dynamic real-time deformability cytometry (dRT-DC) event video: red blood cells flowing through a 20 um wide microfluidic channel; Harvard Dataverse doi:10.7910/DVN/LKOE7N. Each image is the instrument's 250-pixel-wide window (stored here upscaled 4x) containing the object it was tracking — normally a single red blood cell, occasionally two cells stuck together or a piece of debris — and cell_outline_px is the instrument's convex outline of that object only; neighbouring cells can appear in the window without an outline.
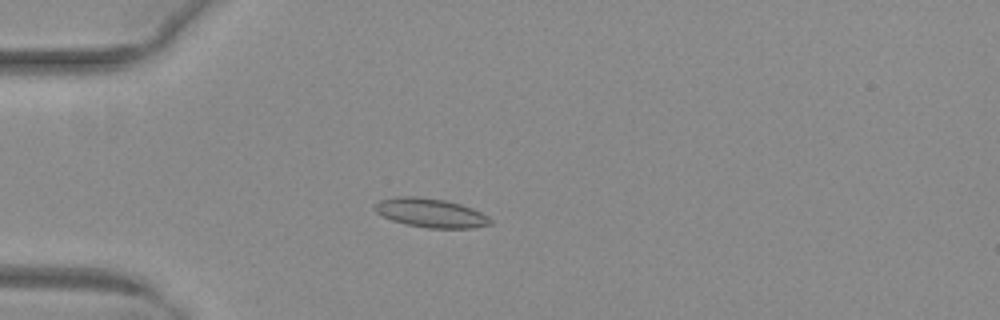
{"species": "common noctule bat (a hibernating species)", "species_latin": "Nyctalus noctula", "temperature_condition": "warm", "stored_images_in_passage": 21, "camera_frame_rate_fps": 3000, "um_per_image_px": 0.085, "animal": {"sex": "female", "body_mass_g": 29.2, "forearm_length_mm": 56.3}, "frame": {"image": 1, "passage_image": 15, "time_ms": 4.667, "image_size_px": [1000, 320], "cell_outline_px": [[492, 224], [472, 228], [428, 228], [408, 224], [392, 220], [376, 212], [372, 208], [372, 204], [380, 200], [396, 196], [416, 196], [444, 200], [460, 204], [472, 208], [488, 216], [492, 220]], "centroid_in_image_um": [36.58, 18.09], "position_along_channel_um": 48.4, "area_um2": 19.54}}
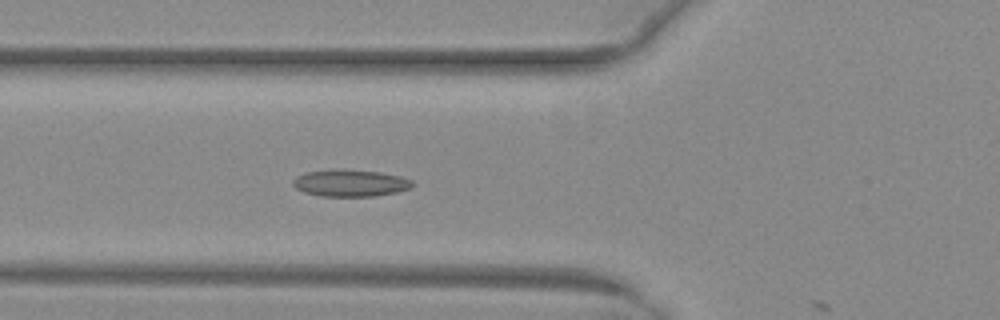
{"frame": {"image": 2, "passage_image": 20, "time_ms": 6.333, "image_size_px": [1000, 320], "cell_outline_px": [[416, 184], [412, 188], [396, 192], [376, 196], [320, 196], [304, 192], [296, 188], [292, 184], [292, 180], [296, 176], [308, 172], [340, 168], [380, 172], [400, 176], [412, 180]], "centroid_in_image_um": [29.8, 15.55], "position_along_channel_um": 96.0, "area_um2": 18.96}}